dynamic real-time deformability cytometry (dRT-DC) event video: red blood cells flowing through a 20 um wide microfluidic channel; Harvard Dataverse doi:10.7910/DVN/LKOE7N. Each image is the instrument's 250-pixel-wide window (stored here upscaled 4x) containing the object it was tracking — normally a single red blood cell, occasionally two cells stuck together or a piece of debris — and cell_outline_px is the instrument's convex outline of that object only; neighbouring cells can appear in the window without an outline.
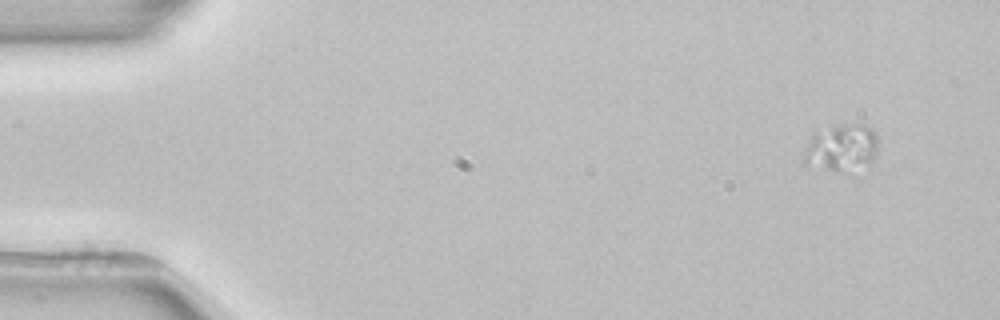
{"species": "common noctule bat (a hibernating species)", "species_latin": "Nyctalus noctula", "temperature_condition": "room temperature", "stored_images_in_passage": 4, "camera_frame_rate_fps": 3000, "um_per_image_px": 0.085, "animal": {"sex": "female", "body_mass_g": 22.7, "forearm_length_mm": 54.2}, "frame": {"image": 1, "passage_image": 1, "time_ms": 0.0, "image_size_px": [1000, 320], "cell_outline_px": [[880, 140], [876, 164], [844, 172], [840, 172], [804, 160], [808, 144], [812, 136], [832, 128], [852, 124], [864, 124], [872, 128], [880, 136]], "centroid_in_image_um": [71.78, 12.57], "position_along_channel_um": 13.2, "area_um2": 20.0}}
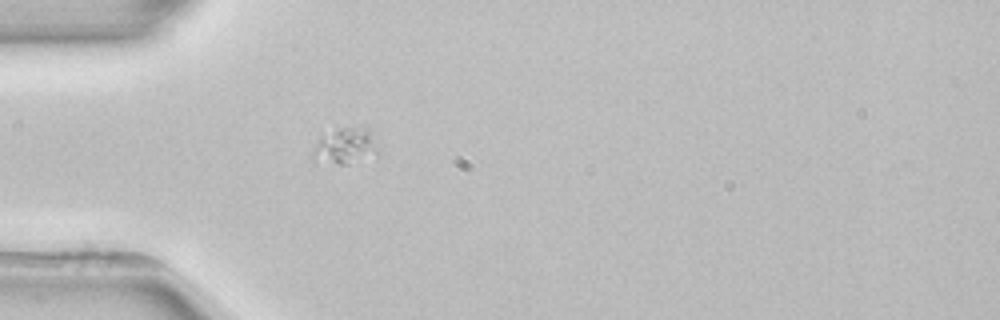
{"frame": {"image": 2, "passage_image": 4, "time_ms": 4.333, "image_size_px": [1000, 320], "cell_outline_px": [[380, 148], [376, 152], [344, 164], [340, 164], [312, 160], [312, 152], [320, 136], [336, 128], [364, 124], [368, 128]], "centroid_in_image_um": [29.33, 12.32], "position_along_channel_um": 55.7, "area_um2": 13.7}}